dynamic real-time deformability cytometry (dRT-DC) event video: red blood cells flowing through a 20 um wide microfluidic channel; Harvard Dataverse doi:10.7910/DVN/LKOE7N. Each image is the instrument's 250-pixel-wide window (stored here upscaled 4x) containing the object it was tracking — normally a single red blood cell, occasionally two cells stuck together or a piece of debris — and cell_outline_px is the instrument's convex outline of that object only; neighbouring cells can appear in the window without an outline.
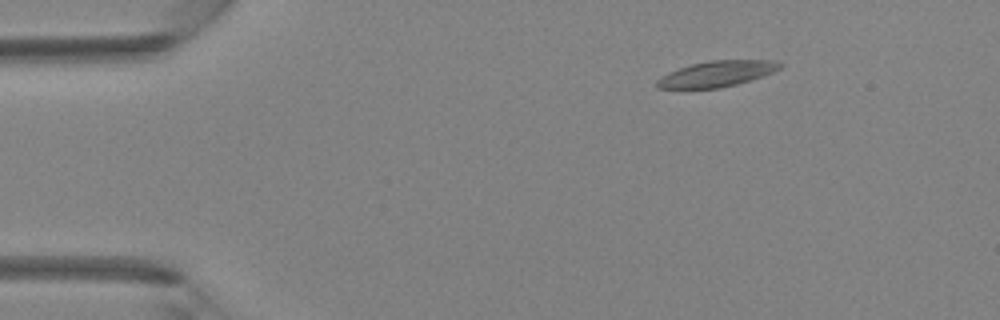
{"species": "Egyptian fruit bat (a non-hibernating species)", "species_latin": "Rousettus aegyptiacus", "temperature_condition": "room temperature", "stored_images_in_passage": 5, "camera_frame_rate_fps": 3000, "um_per_image_px": 0.085, "animal": {"sex": "female"}, "frame": {"image": 1, "passage_image": 2, "time_ms": 2.0, "image_size_px": [1000, 320], "cell_outline_px": [[784, 64], [780, 68], [772, 72], [736, 84], [720, 88], [656, 88], [656, 80], [668, 72], [692, 64], [712, 60], [776, 60]], "centroid_in_image_um": [60.92, 6.27], "position_along_channel_um": 24.1, "area_um2": 18.21}}
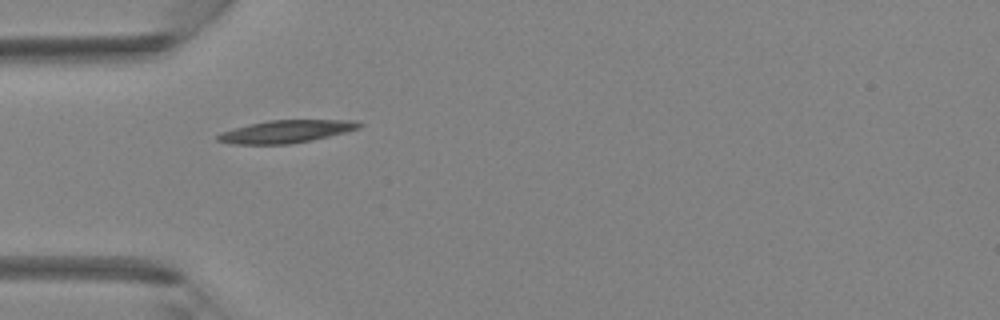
{"frame": {"image": 2, "passage_image": 4, "time_ms": 4.333, "image_size_px": [1000, 320], "cell_outline_px": [[364, 124], [360, 128], [312, 140], [288, 144], [232, 144], [216, 140], [216, 136], [220, 132], [268, 120], [356, 120]], "centroid_in_image_um": [24.33, 11.17], "position_along_channel_um": 60.7, "area_um2": 18.5}}
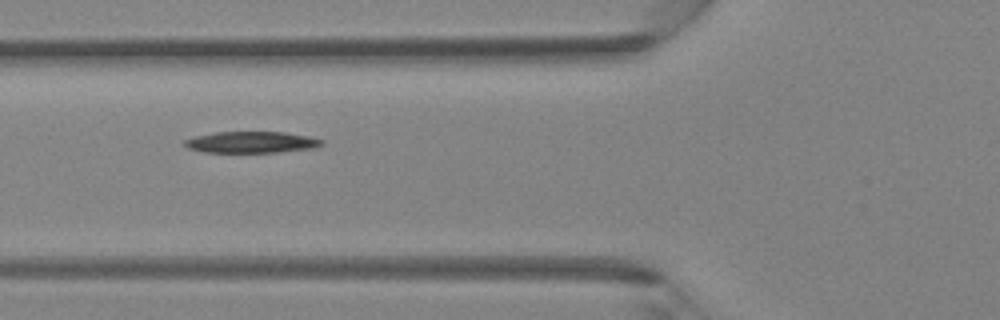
{"frame": {"image": 3, "passage_image": 5, "time_ms": 5.333, "image_size_px": [1000, 320], "cell_outline_px": [[324, 144], [312, 148], [280, 152], [204, 152], [188, 148], [184, 144], [184, 140], [196, 136], [216, 132], [284, 132], [308, 136], [324, 140]], "centroid_in_image_um": [21.39, 12.09], "position_along_channel_um": 104.4, "area_um2": 16.99}}